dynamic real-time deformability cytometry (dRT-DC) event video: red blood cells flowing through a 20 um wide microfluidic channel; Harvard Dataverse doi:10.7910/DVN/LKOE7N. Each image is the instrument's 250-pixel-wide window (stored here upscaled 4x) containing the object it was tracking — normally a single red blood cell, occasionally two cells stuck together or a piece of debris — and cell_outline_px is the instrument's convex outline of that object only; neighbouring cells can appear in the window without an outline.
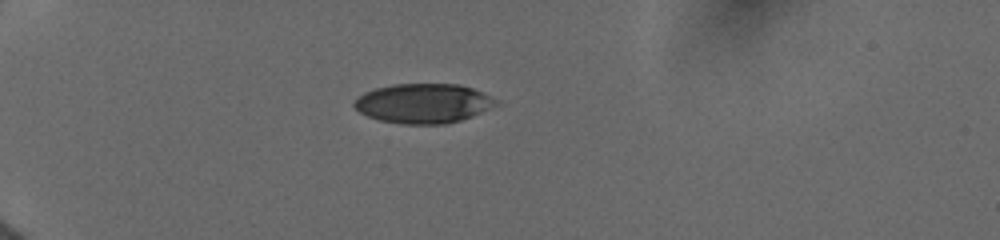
{"species": "human", "species_latin": "Homo sapiens", "temperature_condition": "cold", "stored_images_in_passage": 58, "camera_frame_rate_fps": 3000, "um_per_image_px": 0.085, "donor": {"sex": "female"}, "frame": {"image": 1, "passage_image": 1, "time_ms": 0.0, "image_size_px": [1000, 240], "cell_outline_px": [[500, 104], [472, 116], [460, 120], [444, 124], [400, 124], [380, 120], [368, 116], [360, 112], [352, 104], [356, 96], [364, 92], [376, 88], [392, 84], [460, 84], [472, 88], [488, 96]], "centroid_in_image_um": [35.93, 8.78], "position_along_channel_um": 49.1, "area_um2": 32.6}}
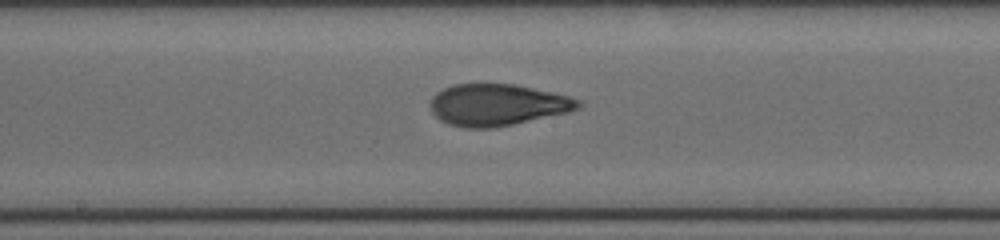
{"frame": {"image": 2, "passage_image": 30, "time_ms": 5.0, "image_size_px": [1000, 240], "cell_outline_px": [[584, 104], [580, 108], [568, 112], [496, 128], [468, 128], [448, 124], [440, 120], [432, 112], [428, 104], [432, 96], [436, 92], [452, 84], [516, 84], [552, 92], [568, 96], [580, 100]], "centroid_in_image_um": [42.26, 8.91], "position_along_channel_um": 205.9, "area_um2": 36.18}}
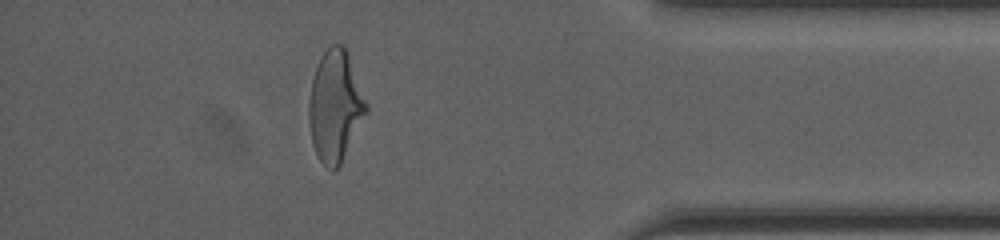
{"frame": {"image": 3, "passage_image": 52, "time_ms": 10.667, "image_size_px": [1000, 240], "cell_outline_px": [[368, 112], [340, 164], [332, 172], [316, 156], [312, 144], [308, 124], [308, 100], [312, 80], [316, 68], [324, 52], [332, 44], [344, 44], [348, 52], [368, 104]], "centroid_in_image_um": [28.49, 9.03], "position_along_channel_um": 406.7, "area_um2": 37.34}, "authors_computed_cell_mechanics": {"area_um2": 35.7204, "velocity_mm_per_s": 3.9819, "shape_relaxation_time_tau1_ms": 8.379, "shape_relaxation_time_tau2_ms": 1.0472, "deformation_change_tau1": 0.2541, "deformation_change_tau2": 0.0712}}